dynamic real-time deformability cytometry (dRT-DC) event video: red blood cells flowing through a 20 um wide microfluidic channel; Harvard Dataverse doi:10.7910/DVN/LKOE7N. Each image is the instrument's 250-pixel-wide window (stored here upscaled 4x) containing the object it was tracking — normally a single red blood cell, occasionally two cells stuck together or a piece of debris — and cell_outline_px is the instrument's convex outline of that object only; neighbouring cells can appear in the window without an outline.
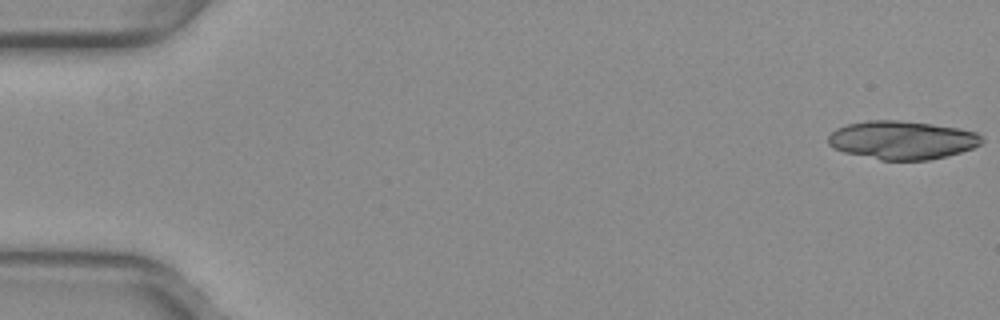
{"species": "common noctule bat (a hibernating species)", "species_latin": "Nyctalus noctula", "temperature_condition": "warm", "stored_images_in_passage": 11, "camera_frame_rate_fps": 3000, "um_per_image_px": 0.085, "animal": {"sex": "female", "body_mass_g": 29.2, "forearm_length_mm": 56.3}, "frame": {"image": 1, "passage_image": 1, "time_ms": 0.0, "image_size_px": [1000, 320], "cell_outline_px": [[984, 140], [980, 144], [972, 148], [948, 156], [928, 160], [880, 160], [844, 152], [832, 148], [828, 144], [828, 136], [836, 128], [848, 124], [868, 120], [900, 120], [932, 124], [960, 128], [976, 132], [984, 136]], "centroid_in_image_um": [76.69, 11.9], "position_along_channel_um": 8.3, "area_um2": 34.62}}